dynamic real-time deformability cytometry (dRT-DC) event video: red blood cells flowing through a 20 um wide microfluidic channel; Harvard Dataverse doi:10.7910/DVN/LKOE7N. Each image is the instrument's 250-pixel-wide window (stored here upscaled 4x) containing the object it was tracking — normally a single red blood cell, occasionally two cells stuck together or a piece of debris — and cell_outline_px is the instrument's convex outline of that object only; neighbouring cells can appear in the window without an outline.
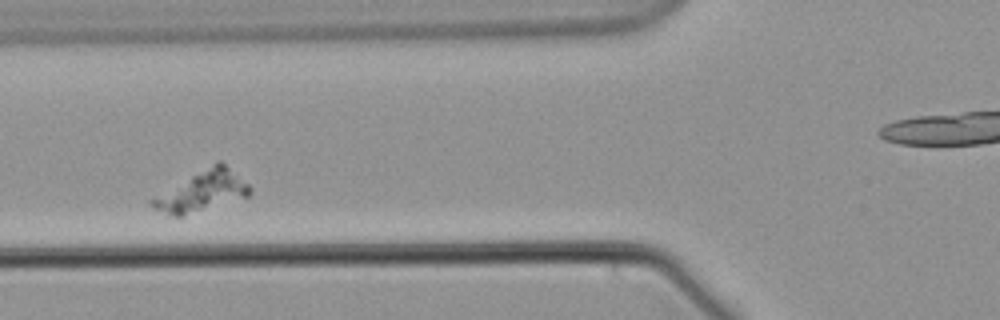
{"species": "common noctule bat (a hibernating species)", "species_latin": "Nyctalus noctula", "temperature_condition": "warm", "stored_images_in_passage": 41, "camera_frame_rate_fps": 3000, "um_per_image_px": 0.085, "animal": {"sex": "male", "body_mass_g": 21.5, "forearm_length_mm": 52.0}, "frame": {"image": 1, "passage_image": 12, "time_ms": 3.667, "image_size_px": [1000, 320], "cell_outline_px": [[252, 192], [248, 196], [180, 216], [172, 216], [148, 204], [148, 200], [216, 160], [220, 160], [248, 184], [252, 188]], "centroid_in_image_um": [17.17, 16.22], "position_along_channel_um": 108.6, "area_um2": 22.48}}